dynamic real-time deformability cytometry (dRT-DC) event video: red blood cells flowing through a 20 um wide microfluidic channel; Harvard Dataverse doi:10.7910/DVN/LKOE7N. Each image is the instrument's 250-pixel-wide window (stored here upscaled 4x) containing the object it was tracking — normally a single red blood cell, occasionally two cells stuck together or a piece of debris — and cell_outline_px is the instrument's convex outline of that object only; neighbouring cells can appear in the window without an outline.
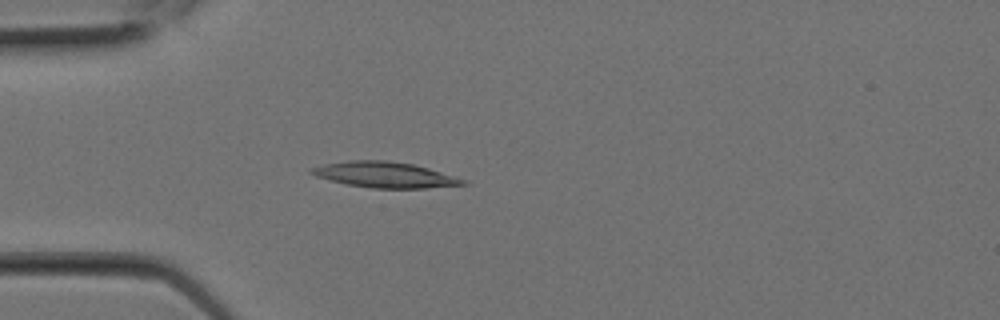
{"species": "Egyptian fruit bat (a non-hibernating species)", "species_latin": "Rousettus aegyptiacus", "temperature_condition": "room temperature", "stored_images_in_passage": 8, "camera_frame_rate_fps": 3000, "um_per_image_px": 0.085, "animal": {"sex": "female"}, "frame": {"image": 1, "passage_image": 5, "time_ms": 1.333, "image_size_px": [1000, 320], "cell_outline_px": [[472, 184], [424, 188], [372, 188], [348, 184], [316, 176], [308, 172], [308, 168], [324, 164], [348, 160], [388, 160], [412, 164], [428, 168], [468, 180]], "centroid_in_image_um": [32.74, 14.85], "position_along_channel_um": 52.3, "area_um2": 22.72}}
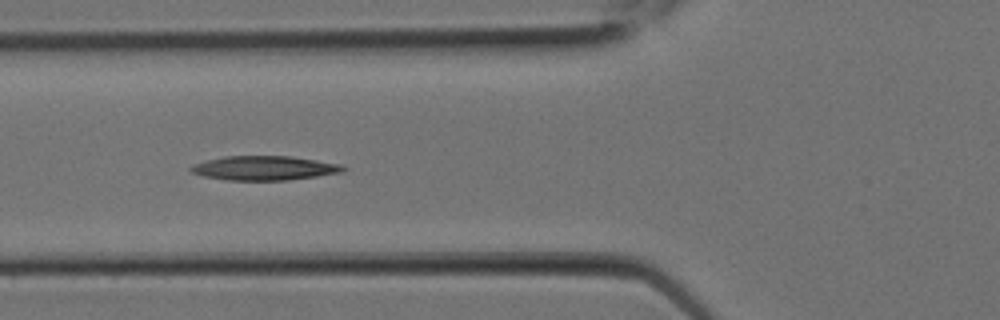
{"frame": {"image": 2, "passage_image": 7, "time_ms": 2.0, "image_size_px": [1000, 320], "cell_outline_px": [[348, 168], [344, 172], [288, 180], [228, 180], [204, 176], [192, 172], [188, 168], [192, 164], [224, 156], [288, 156], [316, 160], [340, 164]], "centroid_in_image_um": [22.47, 14.28], "position_along_channel_um": 103.3, "area_um2": 21.44}}
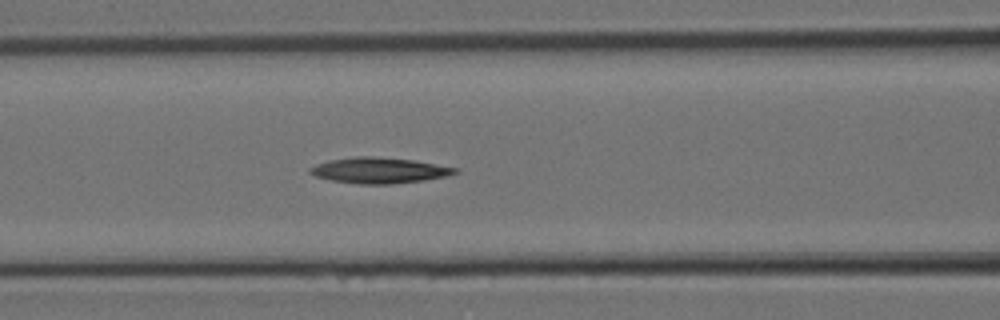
{"frame": {"image": 3, "passage_image": 8, "time_ms": 2.333, "image_size_px": [1000, 320], "cell_outline_px": [[460, 172], [444, 176], [424, 180], [392, 184], [360, 184], [332, 180], [316, 176], [308, 172], [308, 168], [316, 164], [328, 160], [356, 156], [376, 156], [412, 160], [460, 168]], "centroid_in_image_um": [32.23, 14.47], "position_along_channel_um": 134.4, "area_um2": 21.79}}